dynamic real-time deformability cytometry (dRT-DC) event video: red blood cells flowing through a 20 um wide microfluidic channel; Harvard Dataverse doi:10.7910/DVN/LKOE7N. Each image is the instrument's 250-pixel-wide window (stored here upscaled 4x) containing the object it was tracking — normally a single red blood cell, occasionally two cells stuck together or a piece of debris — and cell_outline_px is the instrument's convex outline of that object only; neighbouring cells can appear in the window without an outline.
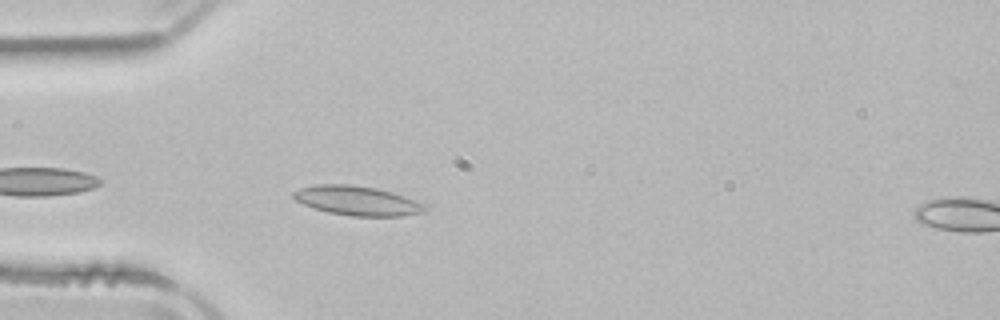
{"species": "common noctule bat (a hibernating species)", "species_latin": "Nyctalus noctula", "temperature_condition": "room temperature", "stored_images_in_passage": 19, "camera_frame_rate_fps": 3000, "um_per_image_px": 0.085, "animal": {"sex": "male", "body_mass_g": 21.5, "forearm_length_mm": 52.0}, "frame": {"image": 1, "passage_image": 3, "time_ms": 0.667, "image_size_px": [1000, 320], "cell_outline_px": [[428, 208], [424, 212], [400, 216], [352, 216], [328, 212], [304, 204], [296, 200], [292, 196], [292, 192], [300, 188], [316, 184], [352, 184], [376, 188], [392, 192], [428, 204]], "centroid_in_image_um": [30.4, 17.05], "position_along_channel_um": 54.6, "area_um2": 22.6}}
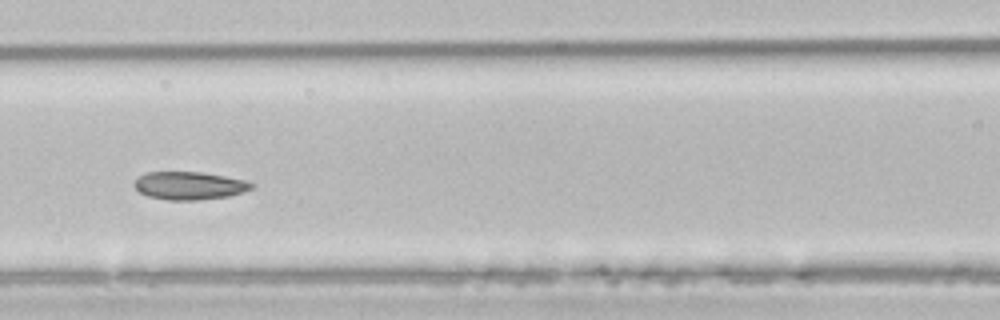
{"frame": {"image": 2, "passage_image": 11, "time_ms": 3.333, "image_size_px": [1000, 320], "cell_outline_px": [[256, 184], [252, 188], [244, 192], [228, 196], [200, 200], [168, 200], [148, 196], [140, 192], [132, 184], [140, 176], [148, 172], [200, 172], [224, 176], [244, 180]], "centroid_in_image_um": [16.11, 15.78], "position_along_channel_um": 150.5, "area_um2": 19.02}}
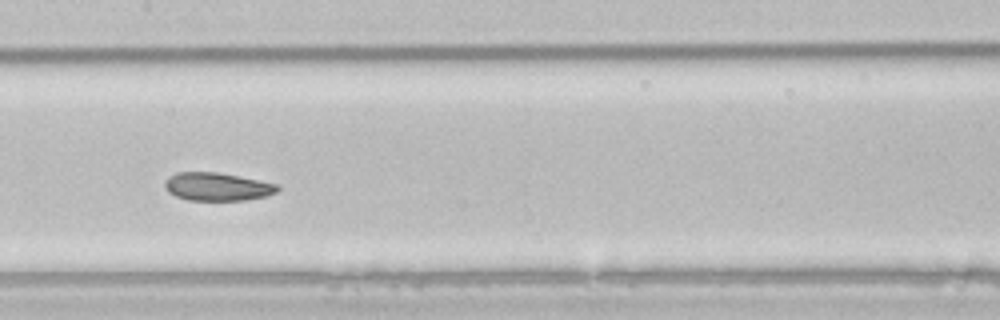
{"frame": {"image": 3, "passage_image": 14, "time_ms": 4.333, "image_size_px": [1000, 320], "cell_outline_px": [[280, 188], [276, 192], [268, 196], [244, 200], [188, 200], [176, 196], [168, 192], [164, 188], [164, 180], [168, 176], [176, 172], [216, 172], [276, 184]], "centroid_in_image_um": [18.4, 15.87], "position_along_channel_um": 189.0, "area_um2": 18.38}}